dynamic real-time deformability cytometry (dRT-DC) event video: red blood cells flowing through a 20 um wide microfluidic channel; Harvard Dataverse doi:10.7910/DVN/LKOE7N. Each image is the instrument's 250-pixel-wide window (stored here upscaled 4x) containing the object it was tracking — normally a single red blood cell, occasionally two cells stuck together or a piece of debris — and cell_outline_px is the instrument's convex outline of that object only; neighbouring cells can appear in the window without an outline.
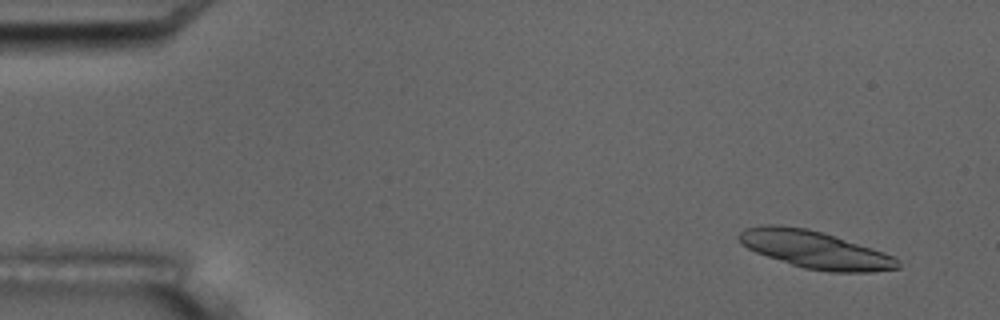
{"species": "common noctule bat (a hibernating species)", "species_latin": "Nyctalus noctula", "temperature_condition": "room temperature", "stored_images_in_passage": 7, "camera_frame_rate_fps": 3000, "um_per_image_px": 0.085, "animal": {"sex": "male", "body_mass_g": 17.5, "forearm_length_mm": 52.3}, "frame": {"image": 1, "passage_image": 2, "time_ms": 1.0, "image_size_px": [1000, 320], "cell_outline_px": [[900, 268], [868, 272], [828, 272], [804, 268], [756, 252], [748, 248], [736, 236], [744, 228], [764, 224], [780, 224], [808, 228], [884, 252], [900, 260]], "centroid_in_image_um": [69.26, 21.21], "position_along_channel_um": 15.7, "area_um2": 34.39}}